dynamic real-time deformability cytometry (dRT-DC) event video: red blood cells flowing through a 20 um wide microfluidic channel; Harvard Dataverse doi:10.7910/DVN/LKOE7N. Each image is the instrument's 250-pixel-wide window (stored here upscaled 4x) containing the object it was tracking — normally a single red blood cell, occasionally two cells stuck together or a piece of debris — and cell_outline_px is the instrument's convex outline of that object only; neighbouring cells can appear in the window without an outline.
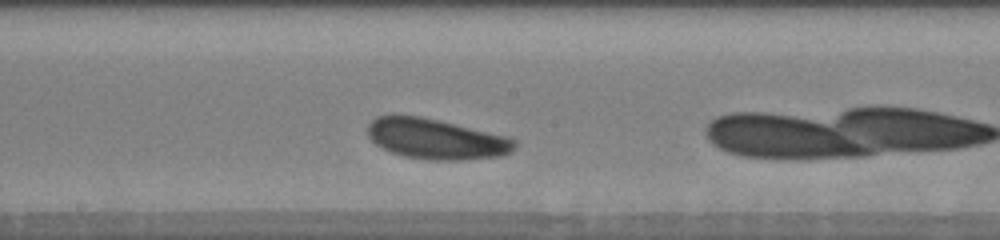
{"species": "human", "species_latin": "Homo sapiens", "temperature_condition": "warm", "stored_images_in_passage": 16, "camera_frame_rate_fps": 3000, "um_per_image_px": 0.085, "donor": {"sex": "male"}, "frame": {"image": 1, "passage_image": 10, "time_ms": 3.667, "image_size_px": [1000, 240], "cell_outline_px": [[516, 148], [512, 152], [500, 156], [460, 160], [436, 160], [404, 156], [392, 152], [376, 144], [368, 136], [368, 124], [376, 116], [420, 116], [440, 120], [508, 136], [516, 140]], "centroid_in_image_um": [37.11, 11.81], "position_along_channel_um": 211.1, "area_um2": 34.45}}
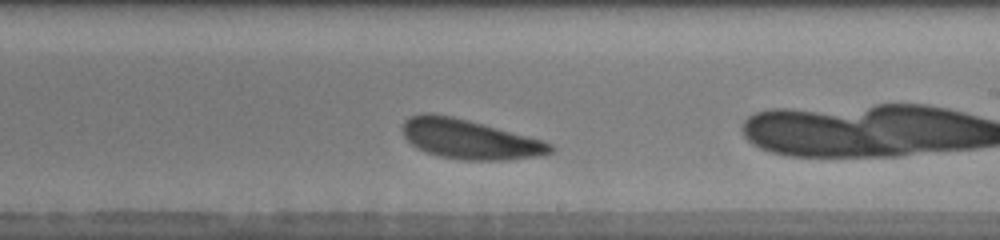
{"frame": {"image": 2, "passage_image": 12, "time_ms": 4.667, "image_size_px": [1000, 240], "cell_outline_px": [[556, 148], [552, 152], [540, 156], [508, 160], [460, 160], [440, 156], [416, 148], [404, 136], [404, 120], [412, 116], [448, 116], [544, 140], [552, 144]], "centroid_in_image_um": [40.01, 11.89], "position_along_channel_um": 249.0, "area_um2": 33.0}}